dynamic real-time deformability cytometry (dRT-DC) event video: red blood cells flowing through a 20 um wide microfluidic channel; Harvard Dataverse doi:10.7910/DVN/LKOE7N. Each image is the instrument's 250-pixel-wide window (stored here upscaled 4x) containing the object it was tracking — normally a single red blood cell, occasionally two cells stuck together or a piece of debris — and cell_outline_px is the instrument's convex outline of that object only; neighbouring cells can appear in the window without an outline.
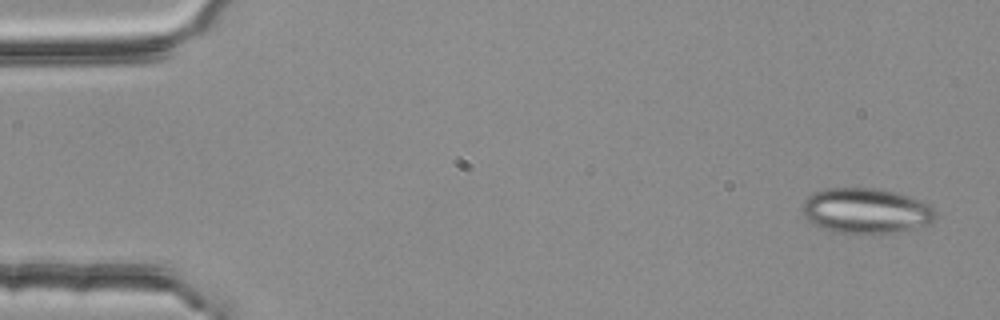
{"species": "common noctule bat (a hibernating species)", "species_latin": "Nyctalus noctula", "temperature_condition": "room temperature", "stored_images_in_passage": 4, "camera_frame_rate_fps": 3000, "um_per_image_px": 0.085, "animal": {"sex": "female", "body_mass_g": 25.1}, "frame": {"image": 1, "passage_image": 1, "time_ms": 0.0, "image_size_px": [1000, 320], "cell_outline_px": [[936, 220], [928, 224], [896, 232], [836, 232], [816, 224], [808, 220], [800, 212], [800, 208], [804, 200], [808, 196], [824, 188], [880, 188], [896, 192], [920, 200], [928, 204], [936, 212]], "centroid_in_image_um": [73.6, 17.88], "position_along_channel_um": 11.4, "area_um2": 34.85}}